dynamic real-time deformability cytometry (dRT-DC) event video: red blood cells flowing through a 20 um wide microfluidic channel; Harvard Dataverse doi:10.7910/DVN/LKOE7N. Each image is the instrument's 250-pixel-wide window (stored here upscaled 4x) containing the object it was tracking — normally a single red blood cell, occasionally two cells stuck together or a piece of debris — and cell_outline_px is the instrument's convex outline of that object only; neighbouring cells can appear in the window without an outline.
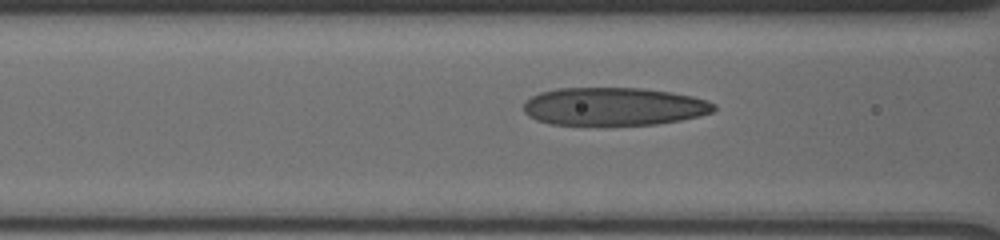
{"species": "human", "species_latin": "Homo sapiens", "temperature_condition": "cold", "stored_images_in_passage": 17, "camera_frame_rate_fps": 3000, "um_per_image_px": 0.085, "donor": {"sex": "male"}, "frame": {"image": 1, "passage_image": 7, "time_ms": 1.333, "image_size_px": [1000, 240], "cell_outline_px": [[716, 108], [712, 112], [680, 120], [656, 124], [548, 124], [536, 120], [528, 116], [524, 112], [524, 104], [532, 96], [540, 92], [556, 88], [644, 88], [672, 92], [692, 96], [716, 104]], "centroid_in_image_um": [52.15, 9.04], "position_along_channel_um": 114.4, "area_um2": 41.91}}
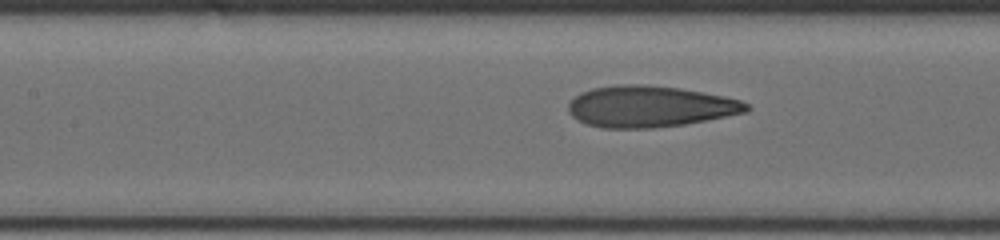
{"frame": {"image": 2, "passage_image": 12, "time_ms": 2.333, "image_size_px": [1000, 240], "cell_outline_px": [[752, 108], [748, 112], [684, 124], [648, 128], [604, 128], [588, 124], [572, 116], [568, 112], [568, 104], [580, 92], [592, 88], [616, 84], [644, 84], [680, 88], [724, 96], [740, 100], [748, 104]], "centroid_in_image_um": [55.24, 9.04], "position_along_channel_um": 152.2, "area_um2": 42.83}}